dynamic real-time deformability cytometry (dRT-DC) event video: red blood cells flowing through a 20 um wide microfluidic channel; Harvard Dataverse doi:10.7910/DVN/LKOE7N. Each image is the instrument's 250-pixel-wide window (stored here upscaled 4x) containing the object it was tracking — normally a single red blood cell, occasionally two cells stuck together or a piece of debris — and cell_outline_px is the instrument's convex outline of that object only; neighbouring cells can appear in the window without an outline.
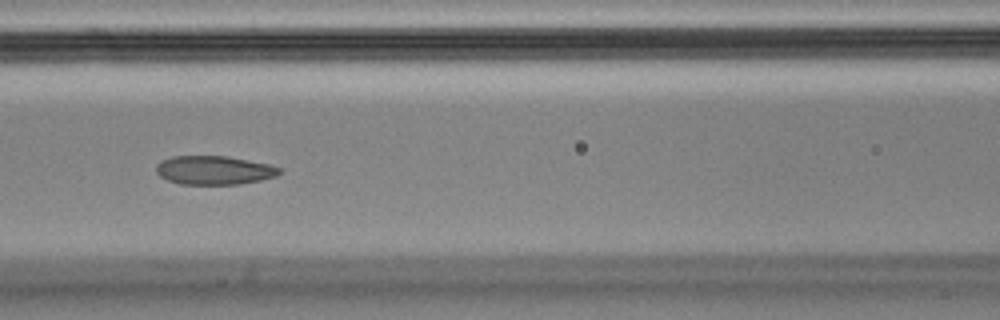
{"species": "Egyptian fruit bat (a non-hibernating species)", "species_latin": "Rousettus aegyptiacus", "temperature_condition": "cold", "stored_images_in_passage": 9, "camera_frame_rate_fps": 3000, "um_per_image_px": 0.085, "animal": {"sex": "male"}, "frame": {"image": 1, "passage_image": 8, "time_ms": 2.333, "image_size_px": [1000, 320], "cell_outline_px": [[280, 172], [276, 176], [260, 180], [240, 184], [180, 184], [168, 180], [160, 176], [156, 172], [156, 164], [160, 160], [172, 156], [228, 156], [272, 164], [280, 168]], "centroid_in_image_um": [18.19, 14.46], "position_along_channel_um": 148.4, "area_um2": 20.81}}
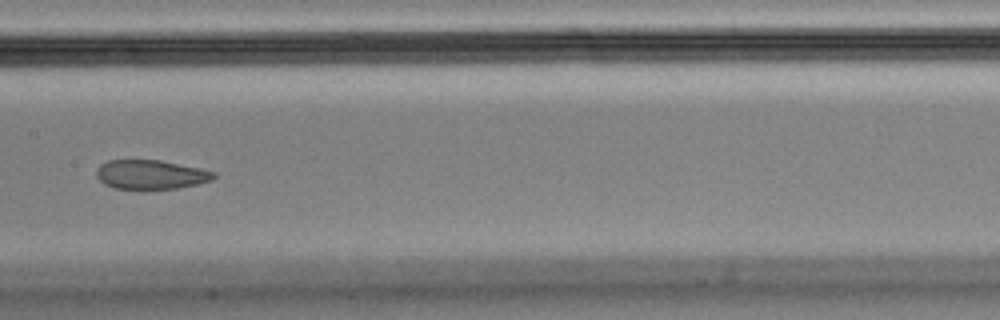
{"frame": {"image": 2, "passage_image": 9, "time_ms": 2.667, "image_size_px": [1000, 320], "cell_outline_px": [[216, 176], [212, 180], [200, 184], [176, 188], [116, 188], [104, 184], [96, 176], [96, 168], [100, 164], [108, 160], [160, 160], [200, 168], [216, 172]], "centroid_in_image_um": [12.83, 14.82], "position_along_channel_um": 194.6, "area_um2": 19.88}}